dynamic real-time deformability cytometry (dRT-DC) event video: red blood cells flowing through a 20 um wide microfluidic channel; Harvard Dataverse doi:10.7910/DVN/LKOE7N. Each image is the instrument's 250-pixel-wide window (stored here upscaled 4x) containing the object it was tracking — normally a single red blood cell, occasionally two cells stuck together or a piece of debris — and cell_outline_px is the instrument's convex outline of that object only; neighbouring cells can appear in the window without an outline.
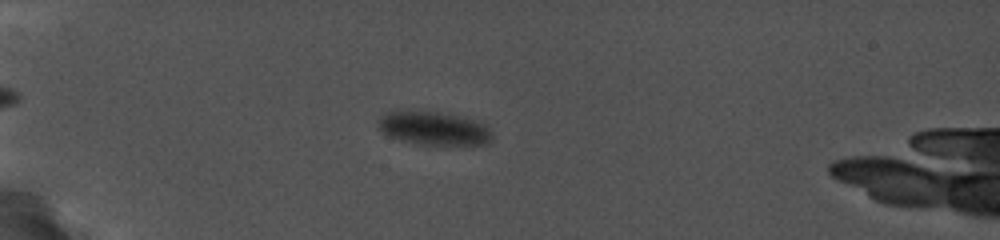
{"species": "common noctule bat (a hibernating species)", "species_latin": "Nyctalus noctula", "temperature_condition": "cold", "stored_images_in_passage": 42, "camera_frame_rate_fps": 5000, "um_per_image_px": 0.085, "animal": {"sex": "female", "body_mass_g": 19.0, "forearm_length_mm": 56.7}, "frame": {"image": 1, "passage_image": 9, "time_ms": 3.4, "image_size_px": [1000, 240], "cell_outline_px": [[492, 136], [488, 140], [480, 144], [420, 144], [404, 140], [392, 136], [384, 132], [380, 128], [380, 120], [388, 112], [396, 108], [436, 112], [456, 116], [472, 120], [484, 124], [488, 128]], "centroid_in_image_um": [36.83, 10.87], "position_along_channel_um": 48.2, "area_um2": 21.5}}
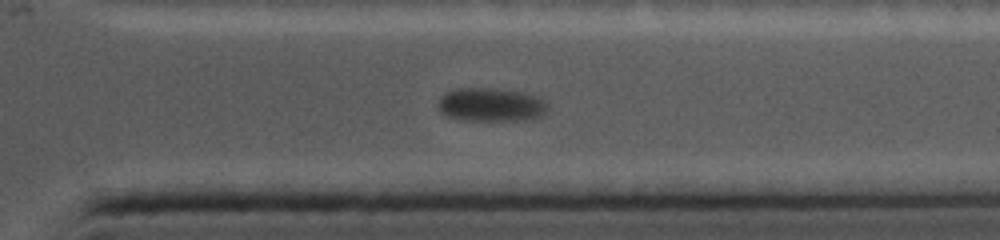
{"frame": {"image": 2, "passage_image": 36, "time_ms": 13.8, "image_size_px": [1000, 240], "cell_outline_px": [[548, 108], [540, 116], [532, 120], [460, 120], [448, 116], [440, 112], [440, 100], [444, 96], [452, 92], [500, 92], [528, 96], [540, 100]], "centroid_in_image_um": [41.74, 9.04], "position_along_channel_um": 369.7, "area_um2": 18.84}}
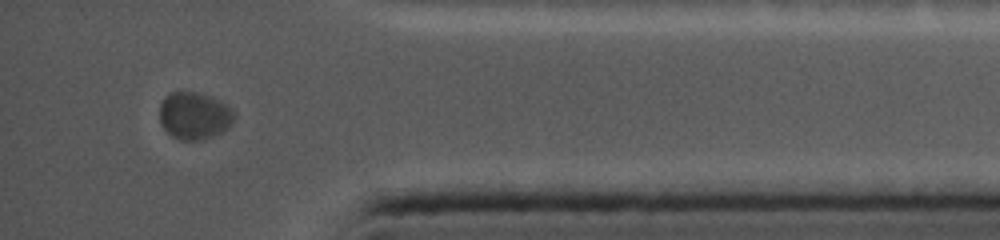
{"frame": {"image": 3, "passage_image": 40, "time_ms": 15.4, "image_size_px": [1000, 240], "cell_outline_px": [[232, 120], [228, 128], [204, 140], [180, 140], [172, 136], [160, 124], [160, 104], [168, 96], [196, 96], [220, 104], [228, 108], [232, 112]], "centroid_in_image_um": [16.45, 9.99], "position_along_channel_um": 418.7, "area_um2": 18.5}, "authors_computed_cell_mechanics": {"area_um2": 20.519, "velocity_mm_per_s": 3.465, "shape_relaxation_time_tau1_ms": 0.5255, "shape_relaxation_time_tau2_ms": null, "deformation_change_tau1": 0.0572, "deformation_change_tau2": null}}